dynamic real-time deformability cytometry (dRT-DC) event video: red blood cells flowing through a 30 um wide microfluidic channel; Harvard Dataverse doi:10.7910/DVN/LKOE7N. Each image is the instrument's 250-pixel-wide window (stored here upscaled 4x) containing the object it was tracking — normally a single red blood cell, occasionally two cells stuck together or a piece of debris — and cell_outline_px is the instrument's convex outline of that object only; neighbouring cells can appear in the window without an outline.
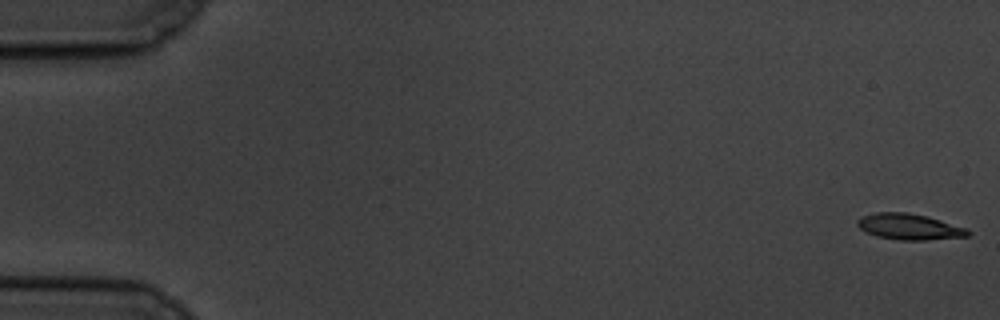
{"species": "common noctule bat (a hibernating species)", "species_latin": "Nyctalus noctula", "temperature_condition": "cold", "stored_images_in_passage": 16, "camera_frame_rate_fps": 3000, "um_per_image_px": 0.085, "animal": {"sex": "male", "body_mass_g": 19.5, "forearm_length_mm": 54.6}, "frame": {"image": 1, "passage_image": 1, "time_ms": 0.0, "image_size_px": [1000, 320], "cell_outline_px": [[972, 232], [968, 236], [924, 240], [900, 240], [876, 236], [864, 232], [856, 224], [856, 220], [860, 216], [876, 212], [908, 212], [928, 216], [968, 228]], "centroid_in_image_um": [77.27, 19.26], "position_along_channel_um": 7.7, "area_um2": 16.99}}